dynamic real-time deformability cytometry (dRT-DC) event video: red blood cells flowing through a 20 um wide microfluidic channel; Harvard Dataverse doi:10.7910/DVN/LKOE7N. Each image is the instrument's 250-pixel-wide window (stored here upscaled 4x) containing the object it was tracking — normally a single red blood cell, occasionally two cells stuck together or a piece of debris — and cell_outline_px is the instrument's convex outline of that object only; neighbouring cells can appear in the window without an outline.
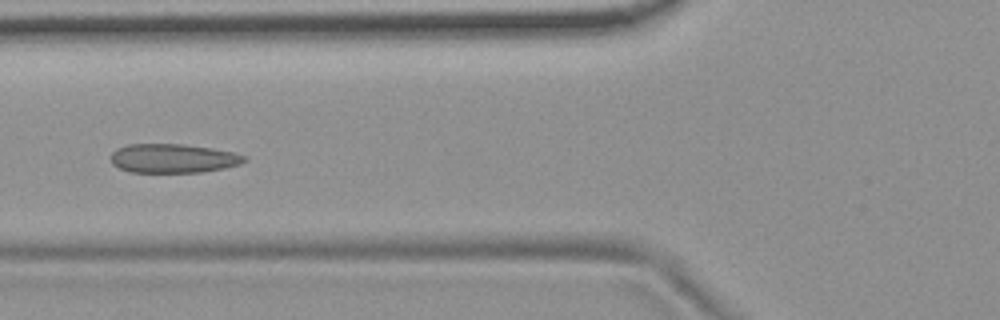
{"species": "common noctule bat (a hibernating species)", "species_latin": "Nyctalus noctula", "temperature_condition": "room temperature", "stored_images_in_passage": 6, "camera_frame_rate_fps": 3000, "um_per_image_px": 0.085, "animal": {"sex": "female", "body_mass_g": 19.9}, "frame": {"image": 1, "passage_image": 5, "time_ms": 4.667, "image_size_px": [1000, 320], "cell_outline_px": [[248, 160], [240, 164], [224, 168], [200, 172], [128, 172], [112, 164], [112, 152], [116, 148], [128, 144], [180, 144], [212, 148], [232, 152], [248, 156]], "centroid_in_image_um": [14.73, 13.46], "position_along_channel_um": 111.1, "area_um2": 22.6}}
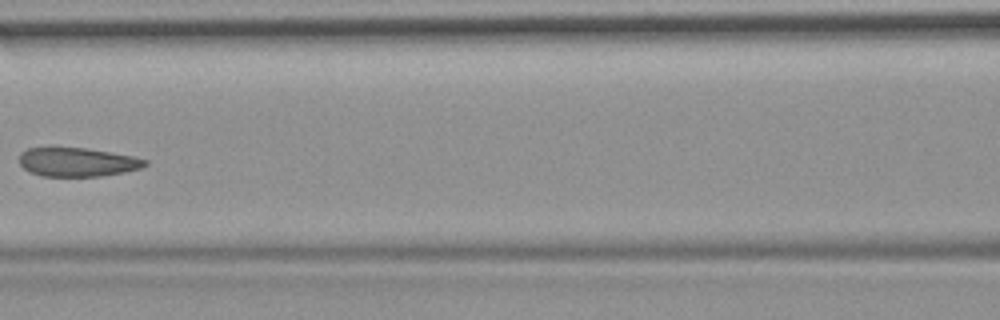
{"frame": {"image": 2, "passage_image": 6, "time_ms": 6.0, "image_size_px": [1000, 320], "cell_outline_px": [[148, 164], [140, 168], [124, 172], [100, 176], [40, 176], [28, 172], [20, 164], [20, 152], [28, 148], [88, 148], [136, 156], [148, 160]], "centroid_in_image_um": [6.6, 13.77], "position_along_channel_um": 160.0, "area_um2": 21.27}}